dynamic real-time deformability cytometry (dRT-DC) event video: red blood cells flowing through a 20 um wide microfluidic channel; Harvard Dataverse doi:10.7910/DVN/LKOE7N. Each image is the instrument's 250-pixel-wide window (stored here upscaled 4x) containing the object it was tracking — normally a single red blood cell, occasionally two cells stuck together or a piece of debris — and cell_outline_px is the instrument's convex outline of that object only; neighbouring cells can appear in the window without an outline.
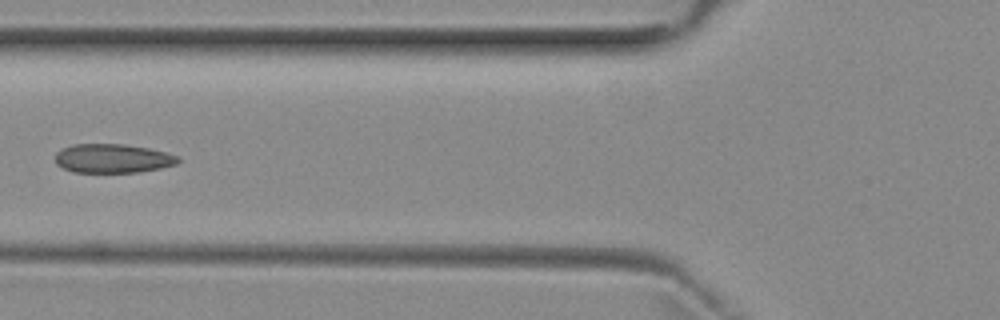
{"species": "common noctule bat (a hibernating species)", "species_latin": "Nyctalus noctula", "temperature_condition": "room temperature", "stored_images_in_passage": 5, "camera_frame_rate_fps": 3000, "um_per_image_px": 0.085, "animal": {"sex": "female", "body_mass_g": 29.2, "forearm_length_mm": 56.3}, "frame": {"image": 1, "passage_image": 5, "time_ms": 5.333, "image_size_px": [1000, 320], "cell_outline_px": [[180, 160], [176, 164], [160, 168], [136, 172], [72, 172], [56, 164], [56, 152], [72, 144], [124, 144], [148, 148], [168, 152], [180, 156]], "centroid_in_image_um": [9.6, 13.46], "position_along_channel_um": 116.2, "area_um2": 20.75}}